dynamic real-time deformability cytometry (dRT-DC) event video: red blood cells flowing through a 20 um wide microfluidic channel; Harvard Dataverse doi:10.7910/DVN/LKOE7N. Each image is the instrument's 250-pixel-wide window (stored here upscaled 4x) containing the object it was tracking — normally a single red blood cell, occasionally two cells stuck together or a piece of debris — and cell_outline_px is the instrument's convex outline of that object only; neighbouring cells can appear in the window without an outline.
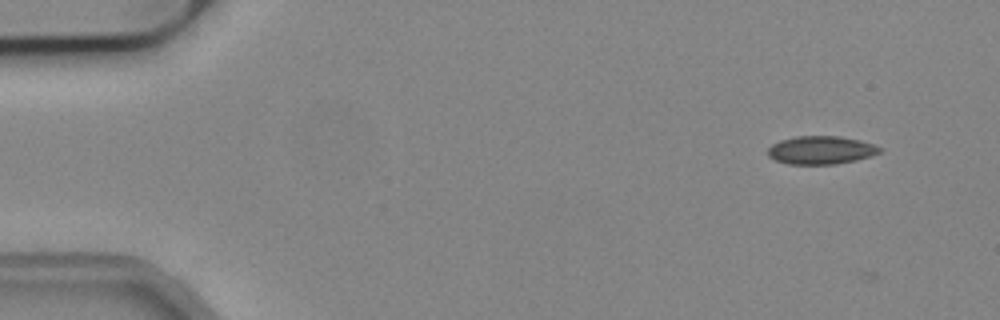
{"species": "common noctule bat (a hibernating species)", "species_latin": "Nyctalus noctula", "temperature_condition": "cold", "stored_images_in_passage": 2, "camera_frame_rate_fps": 3000, "um_per_image_px": 0.085, "animal": {"sex": "male", "body_mass_g": 19.2, "forearm_length_mm": 51.8}, "frame": {"image": 1, "passage_image": 1, "time_ms": 0.0, "image_size_px": [1000, 320], "cell_outline_px": [[884, 148], [880, 152], [872, 156], [856, 160], [836, 164], [788, 164], [776, 160], [768, 156], [768, 148], [772, 144], [780, 140], [796, 136], [840, 136], [860, 140]], "centroid_in_image_um": [69.8, 12.76], "position_along_channel_um": 15.2, "area_um2": 18.44}}